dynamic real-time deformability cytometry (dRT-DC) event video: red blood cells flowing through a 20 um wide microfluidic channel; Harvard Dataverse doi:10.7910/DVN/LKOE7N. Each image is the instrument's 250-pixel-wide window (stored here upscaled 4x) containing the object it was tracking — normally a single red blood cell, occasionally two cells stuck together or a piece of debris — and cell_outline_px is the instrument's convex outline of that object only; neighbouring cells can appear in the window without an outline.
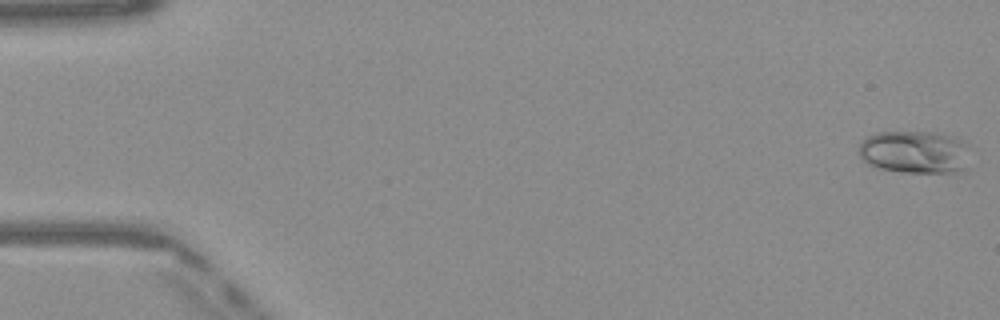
{"species": "Egyptian fruit bat (a non-hibernating species)", "species_latin": "Rousettus aegyptiacus", "temperature_condition": "warm", "stored_images_in_passage": 45, "camera_frame_rate_fps": 3000, "um_per_image_px": 0.085, "frame": {"image": 1, "passage_image": 1, "time_ms": 0.0, "image_size_px": [1000, 320], "cell_outline_px": [[968, 144], [964, 168], [952, 172], [904, 172], [880, 168], [868, 164], [860, 156], [856, 148], [864, 136], [876, 132], [944, 132], [968, 140]], "centroid_in_image_um": [77.72, 12.87], "position_along_channel_um": 7.3, "area_um2": 28.15}}
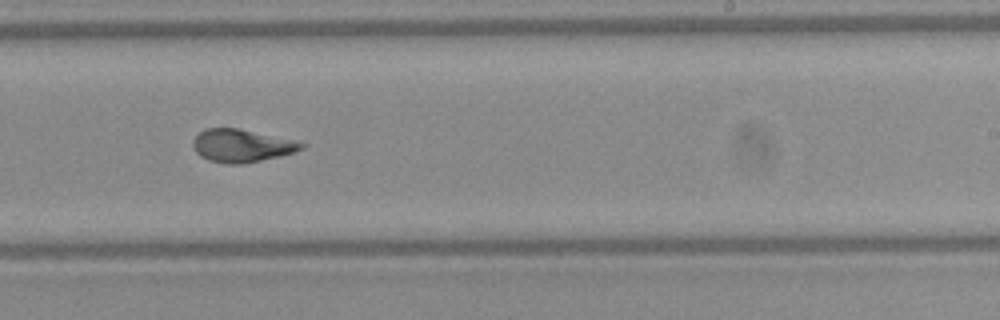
{"frame": {"image": 2, "passage_image": 31, "time_ms": 10.0, "image_size_px": [1000, 320], "cell_outline_px": [[308, 144], [304, 148], [280, 156], [240, 164], [228, 164], [208, 160], [200, 156], [192, 148], [192, 140], [204, 128], [240, 128], [300, 140]], "centroid_in_image_um": [20.57, 12.36], "position_along_channel_um": 268.4, "area_um2": 21.15}}
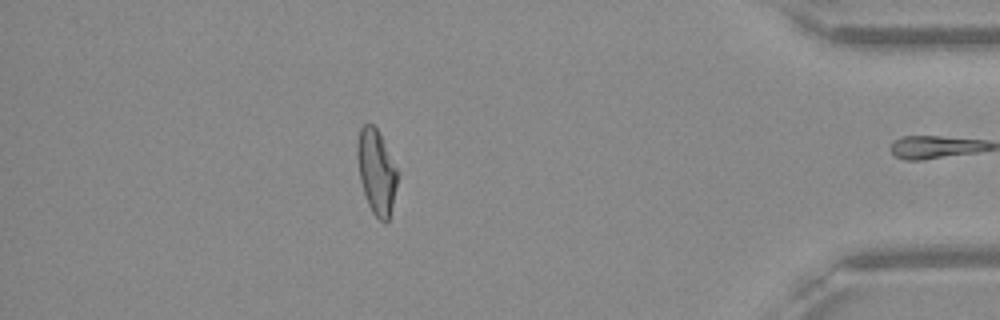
{"frame": {"image": 3, "passage_image": 44, "time_ms": 14.333, "image_size_px": [1000, 320], "cell_outline_px": [[400, 176], [388, 220], [384, 224], [372, 212], [368, 204], [360, 180], [356, 156], [356, 144], [360, 128], [364, 124], [372, 124], [380, 132]], "centroid_in_image_um": [32.0, 14.58], "position_along_channel_um": 403.2, "area_um2": 20.06}, "authors_computed_cell_mechanics": {"area_um2": 20.6346, "velocity_mm_per_s": 4.089, "shape_relaxation_time_tau1_ms": 7.6418, "shape_relaxation_time_tau2_ms": 1.1084, "deformation_change_tau1": 0.2533, "deformation_change_tau2": 0.0823}}